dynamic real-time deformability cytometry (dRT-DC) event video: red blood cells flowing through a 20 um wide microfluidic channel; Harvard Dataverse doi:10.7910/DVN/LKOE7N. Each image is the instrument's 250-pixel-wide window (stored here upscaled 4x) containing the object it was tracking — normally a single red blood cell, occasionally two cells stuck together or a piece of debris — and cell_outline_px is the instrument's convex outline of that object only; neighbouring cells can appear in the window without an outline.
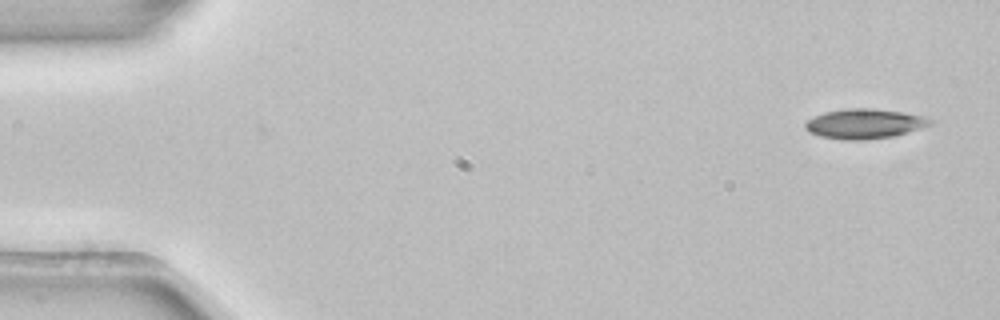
{"species": "common noctule bat (a hibernating species)", "species_latin": "Nyctalus noctula", "temperature_condition": "room temperature", "stored_images_in_passage": 4, "camera_frame_rate_fps": 3000, "um_per_image_px": 0.085, "animal": {"sex": "female", "body_mass_g": 22.7, "forearm_length_mm": 54.2}, "frame": {"image": 1, "passage_image": 1, "time_ms": 0.0, "image_size_px": [1000, 320], "cell_outline_px": [[936, 120], [932, 124], [924, 128], [892, 136], [864, 140], [844, 140], [820, 136], [808, 132], [804, 128], [804, 124], [808, 120], [824, 112], [848, 108], [872, 108], [904, 112], [924, 116]], "centroid_in_image_um": [73.52, 10.52], "position_along_channel_um": 11.5, "area_um2": 21.91}}
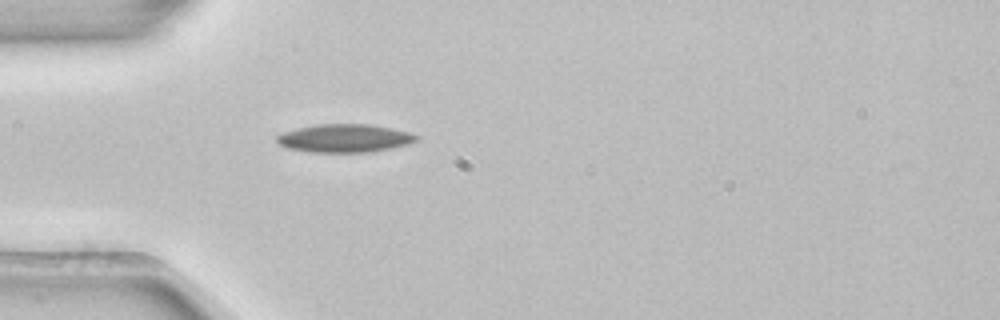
{"frame": {"image": 2, "passage_image": 4, "time_ms": 1.0, "image_size_px": [1000, 320], "cell_outline_px": [[420, 136], [416, 140], [408, 144], [368, 152], [312, 152], [288, 148], [280, 144], [276, 140], [276, 136], [284, 132], [296, 128], [316, 124], [368, 124], [408, 132]], "centroid_in_image_um": [29.25, 11.74], "position_along_channel_um": 55.7, "area_um2": 22.6}}